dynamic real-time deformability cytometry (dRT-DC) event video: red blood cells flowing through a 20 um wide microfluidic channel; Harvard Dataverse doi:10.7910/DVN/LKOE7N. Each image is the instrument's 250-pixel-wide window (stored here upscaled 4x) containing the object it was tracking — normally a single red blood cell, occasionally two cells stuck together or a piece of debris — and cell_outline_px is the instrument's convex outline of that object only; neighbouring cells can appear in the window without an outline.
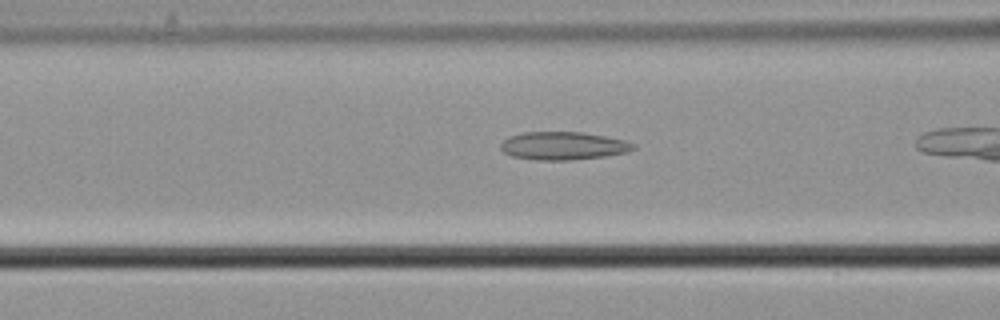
{"species": "common noctule bat (a hibernating species)", "species_latin": "Nyctalus noctula", "temperature_condition": "cold", "stored_images_in_passage": 14, "camera_frame_rate_fps": 3000, "um_per_image_px": 0.085, "animal": {"sex": "male", "body_mass_g": 21.5, "forearm_length_mm": 52.0}, "frame": {"image": 1, "passage_image": 12, "time_ms": 3.667, "image_size_px": [1000, 320], "cell_outline_px": [[636, 148], [628, 152], [604, 156], [568, 160], [540, 160], [512, 156], [504, 152], [500, 148], [500, 144], [508, 136], [524, 132], [584, 132], [624, 140], [636, 144]], "centroid_in_image_um": [47.88, 12.39], "position_along_channel_um": 118.7, "area_um2": 21.62}}